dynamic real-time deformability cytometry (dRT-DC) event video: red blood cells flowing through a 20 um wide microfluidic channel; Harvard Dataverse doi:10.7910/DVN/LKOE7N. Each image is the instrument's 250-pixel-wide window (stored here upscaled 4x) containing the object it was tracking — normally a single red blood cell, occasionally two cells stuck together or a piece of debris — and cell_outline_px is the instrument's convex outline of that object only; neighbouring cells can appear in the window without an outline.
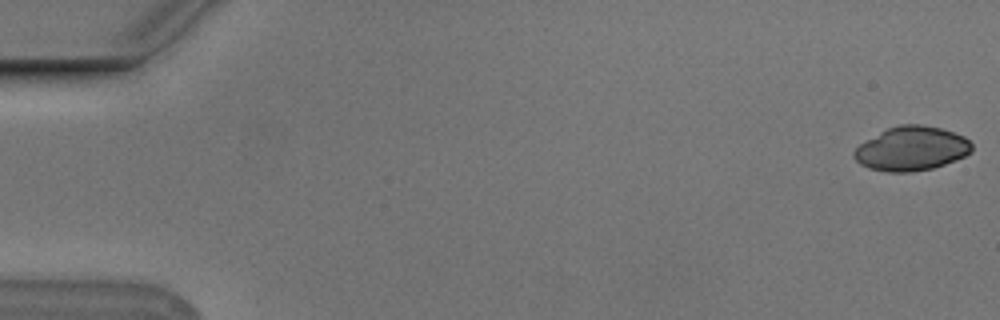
{"species": "Egyptian fruit bat (a non-hibernating species)", "species_latin": "Rousettus aegyptiacus", "temperature_condition": "cold", "stored_images_in_passage": 54, "camera_frame_rate_fps": 3000, "um_per_image_px": 0.085, "animal": {"sex": "male"}, "frame": {"image": 1, "passage_image": 1, "time_ms": 0.0, "image_size_px": [1000, 320], "cell_outline_px": [[972, 152], [964, 156], [944, 164], [932, 168], [912, 172], [888, 172], [868, 168], [860, 164], [852, 156], [852, 152], [860, 144], [880, 132], [888, 128], [900, 124], [924, 124], [940, 128], [964, 136], [972, 144]], "centroid_in_image_um": [77.46, 12.63], "position_along_channel_um": 7.5, "area_um2": 30.23}}
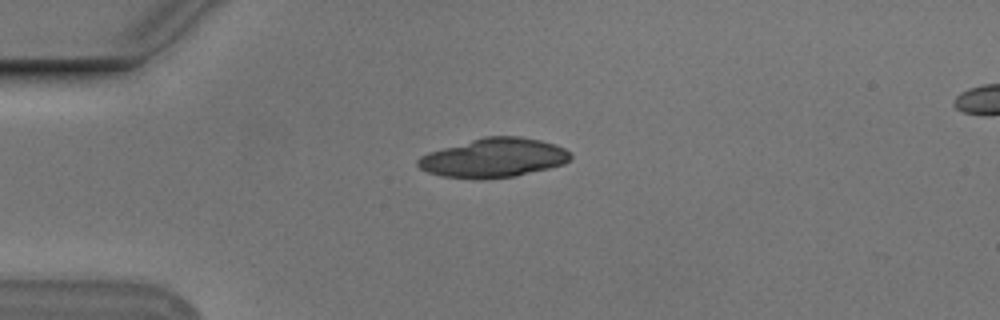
{"frame": {"image": 2, "passage_image": 14, "time_ms": 4.333, "image_size_px": [1000, 320], "cell_outline_px": [[572, 156], [564, 164], [516, 176], [488, 180], [476, 180], [440, 176], [428, 172], [420, 168], [416, 164], [416, 160], [420, 156], [428, 152], [484, 136], [520, 136], [540, 140], [556, 144], [572, 152]], "centroid_in_image_um": [41.95, 13.43], "position_along_channel_um": 43.0, "area_um2": 35.26}}